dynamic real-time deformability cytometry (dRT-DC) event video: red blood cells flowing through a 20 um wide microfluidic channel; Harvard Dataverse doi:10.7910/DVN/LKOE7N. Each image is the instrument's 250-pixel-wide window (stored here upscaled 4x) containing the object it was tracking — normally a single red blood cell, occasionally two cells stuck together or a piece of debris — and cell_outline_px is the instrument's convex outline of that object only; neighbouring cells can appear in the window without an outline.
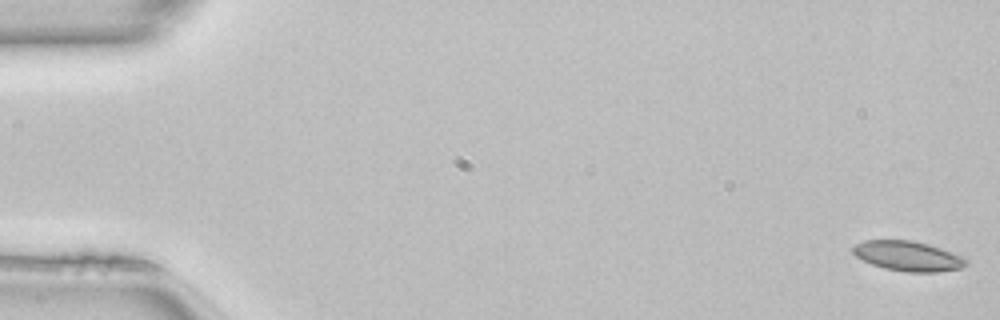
{"species": "common noctule bat (a hibernating species)", "species_latin": "Nyctalus noctula", "temperature_condition": "room temperature", "stored_images_in_passage": 51, "camera_frame_rate_fps": 3000, "um_per_image_px": 0.085, "animal": {"sex": "female", "body_mass_g": 22.7, "forearm_length_mm": 54.2}, "frame": {"image": 1, "passage_image": 1, "time_ms": 0.0, "image_size_px": [1000, 320], "cell_outline_px": [[968, 264], [960, 268], [936, 272], [908, 272], [884, 268], [872, 264], [856, 256], [852, 252], [852, 248], [856, 244], [864, 240], [912, 240], [928, 244], [964, 256], [968, 260]], "centroid_in_image_um": [77.2, 21.76], "position_along_channel_um": 7.8, "area_um2": 19.71}}
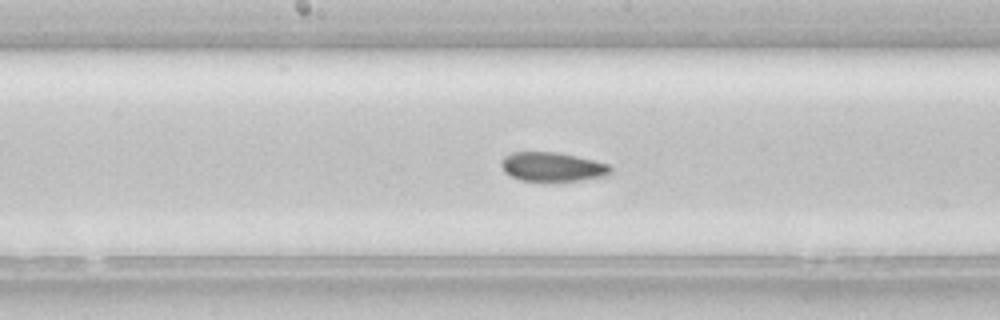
{"frame": {"image": 2, "passage_image": 26, "time_ms": 8.333, "image_size_px": [1000, 320], "cell_outline_px": [[612, 172], [608, 176], [556, 184], [520, 180], [504, 172], [500, 164], [500, 160], [504, 156], [512, 152], [556, 152], [596, 160], [608, 164], [612, 168]], "centroid_in_image_um": [46.97, 14.22], "position_along_channel_um": 201.2, "area_um2": 19.48}}
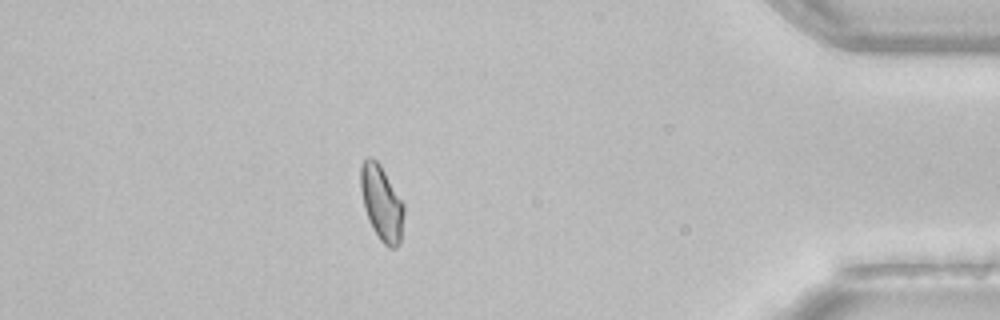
{"frame": {"image": 3, "passage_image": 44, "time_ms": 14.333, "image_size_px": [1000, 320], "cell_outline_px": [[404, 212], [400, 244], [396, 248], [388, 248], [380, 240], [372, 228], [368, 220], [364, 208], [360, 188], [360, 164], [368, 156], [372, 156], [380, 164], [404, 204]], "centroid_in_image_um": [32.42, 17.25], "position_along_channel_um": 402.8, "area_um2": 19.13}, "authors_computed_cell_mechanics": {"area_um2": 19.0162, "velocity_mm_per_s": 4.1019, "shape_relaxation_time_tau1_ms": null, "shape_relaxation_time_tau2_ms": 3.0318, "deformation_change_tau1": null, "deformation_change_tau2": 0.0694}}